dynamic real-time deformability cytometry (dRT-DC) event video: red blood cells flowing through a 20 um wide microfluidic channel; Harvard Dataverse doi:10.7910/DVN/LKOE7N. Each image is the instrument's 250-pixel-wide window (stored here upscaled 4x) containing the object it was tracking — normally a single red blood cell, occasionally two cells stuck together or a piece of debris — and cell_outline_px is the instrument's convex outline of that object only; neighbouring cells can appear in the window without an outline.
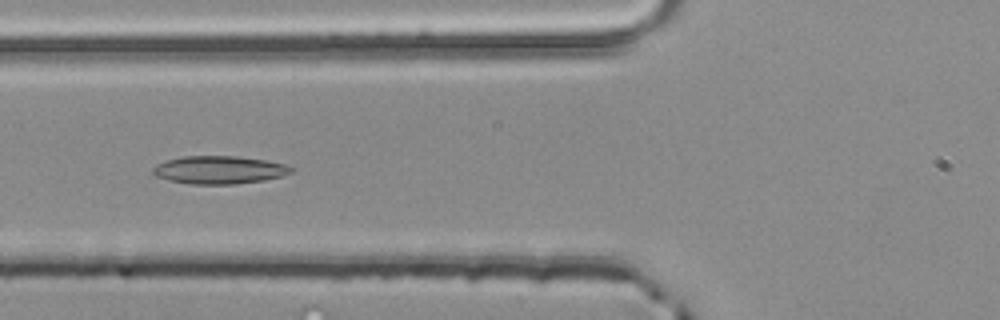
{"species": "common noctule bat (a hibernating species)", "species_latin": "Nyctalus noctula", "temperature_condition": "room temperature", "stored_images_in_passage": 5, "camera_frame_rate_fps": 3000, "um_per_image_px": 0.085, "animal": {"sex": "male", "body_mass_g": 20.4}, "frame": {"image": 1, "passage_image": 5, "time_ms": 1.333, "image_size_px": [1000, 320], "cell_outline_px": [[296, 168], [292, 172], [284, 176], [264, 180], [232, 184], [192, 184], [168, 180], [156, 176], [152, 172], [152, 168], [156, 164], [168, 160], [184, 156], [236, 156], [268, 160], [284, 164]], "centroid_in_image_um": [18.67, 14.44], "position_along_channel_um": 107.1, "area_um2": 22.6}}